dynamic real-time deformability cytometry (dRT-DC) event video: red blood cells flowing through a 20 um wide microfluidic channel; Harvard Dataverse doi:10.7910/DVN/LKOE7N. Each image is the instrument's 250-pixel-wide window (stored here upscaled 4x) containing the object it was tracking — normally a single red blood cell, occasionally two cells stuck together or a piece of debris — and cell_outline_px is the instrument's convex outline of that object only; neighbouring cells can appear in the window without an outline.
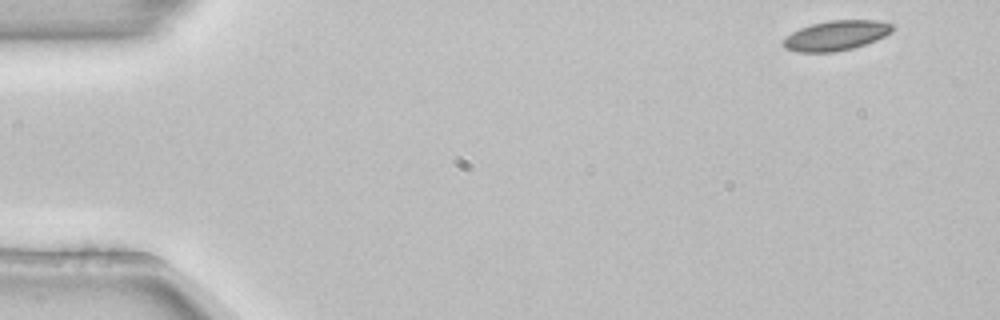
{"species": "common noctule bat (a hibernating species)", "species_latin": "Nyctalus noctula", "temperature_condition": "room temperature", "stored_images_in_passage": 3, "camera_frame_rate_fps": 3000, "um_per_image_px": 0.085, "animal": {"sex": "female", "body_mass_g": 22.7, "forearm_length_mm": 54.2}, "frame": {"image": 1, "passage_image": 1, "time_ms": 0.0, "image_size_px": [1000, 320], "cell_outline_px": [[896, 24], [892, 32], [876, 40], [852, 48], [832, 52], [796, 52], [784, 48], [784, 40], [792, 32], [800, 28], [812, 24], [828, 20], [880, 20]], "centroid_in_image_um": [71.12, 3.0], "position_along_channel_um": 13.9, "area_um2": 19.02}}